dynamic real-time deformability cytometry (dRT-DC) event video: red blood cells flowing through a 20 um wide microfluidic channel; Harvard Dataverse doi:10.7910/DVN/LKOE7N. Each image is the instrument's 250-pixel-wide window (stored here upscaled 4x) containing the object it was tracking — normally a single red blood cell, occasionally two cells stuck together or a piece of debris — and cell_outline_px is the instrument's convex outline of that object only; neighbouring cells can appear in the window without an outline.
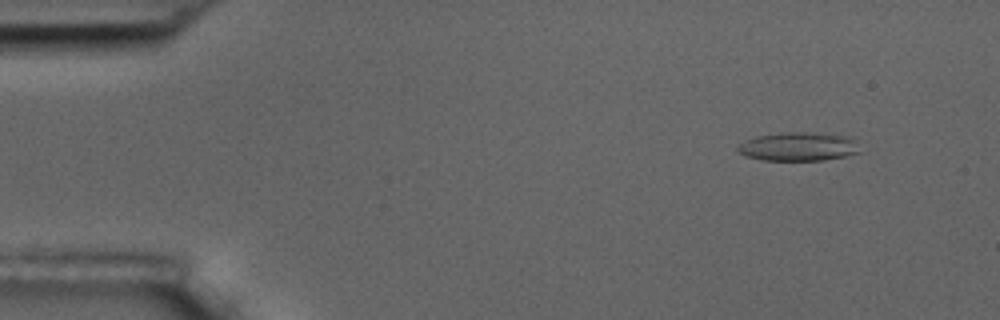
{"species": "common noctule bat (a hibernating species)", "species_latin": "Nyctalus noctula", "temperature_condition": "room temperature", "stored_images_in_passage": 5, "camera_frame_rate_fps": 3000, "um_per_image_px": 0.085, "animal": {"sex": "male", "body_mass_g": 17.5, "forearm_length_mm": 52.3}, "frame": {"image": 1, "passage_image": 2, "time_ms": 1.0, "image_size_px": [1000, 320], "cell_outline_px": [[860, 152], [844, 156], [824, 160], [760, 160], [736, 152], [736, 148], [744, 140], [756, 136], [780, 132], [804, 132], [852, 136], [856, 140]], "centroid_in_image_um": [67.85, 12.45], "position_along_channel_um": 17.1, "area_um2": 20.58}}
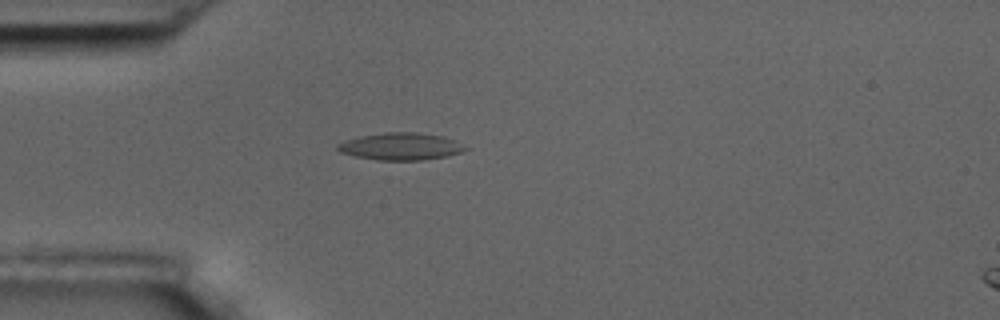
{"frame": {"image": 2, "passage_image": 4, "time_ms": 4.333, "image_size_px": [1000, 320], "cell_outline_px": [[468, 148], [460, 152], [448, 156], [424, 160], [376, 160], [356, 156], [340, 152], [336, 148], [336, 144], [360, 136], [384, 132], [416, 132], [444, 136]], "centroid_in_image_um": [34.04, 12.45], "position_along_channel_um": 51.0, "area_um2": 20.11}}